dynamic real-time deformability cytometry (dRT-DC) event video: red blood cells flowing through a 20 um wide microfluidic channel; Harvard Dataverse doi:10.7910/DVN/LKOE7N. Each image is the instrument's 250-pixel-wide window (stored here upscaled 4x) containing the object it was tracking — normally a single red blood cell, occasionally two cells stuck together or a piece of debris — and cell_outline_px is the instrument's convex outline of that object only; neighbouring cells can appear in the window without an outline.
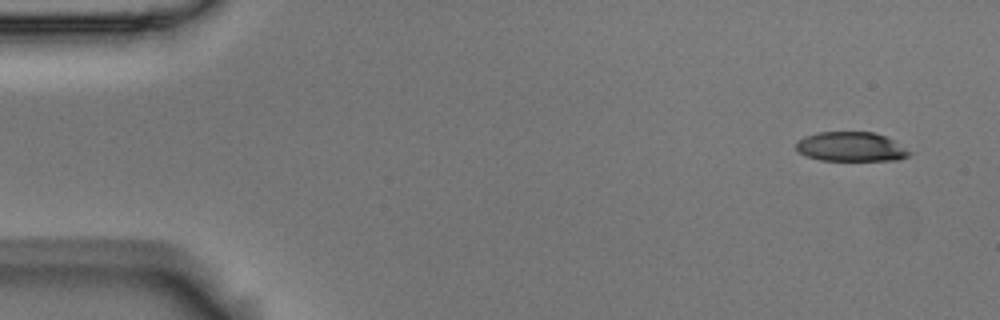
{"species": "Egyptian fruit bat (a non-hibernating species)", "species_latin": "Rousettus aegyptiacus", "temperature_condition": "room temperature", "stored_images_in_passage": 5, "segment_of_instrument_passage": [1, 2], "camera_frame_rate_fps": 3000, "um_per_image_px": 0.085, "animal": {"sex": "male"}, "frame": {"image": 1, "passage_image": 1, "time_ms": 0.0, "image_size_px": [1000, 320], "cell_outline_px": [[916, 152], [900, 160], [820, 160], [804, 156], [796, 148], [796, 144], [804, 136], [816, 132], [872, 132], [896, 140]], "centroid_in_image_um": [72.42, 12.48], "position_along_channel_um": 12.6, "area_um2": 19.77}}